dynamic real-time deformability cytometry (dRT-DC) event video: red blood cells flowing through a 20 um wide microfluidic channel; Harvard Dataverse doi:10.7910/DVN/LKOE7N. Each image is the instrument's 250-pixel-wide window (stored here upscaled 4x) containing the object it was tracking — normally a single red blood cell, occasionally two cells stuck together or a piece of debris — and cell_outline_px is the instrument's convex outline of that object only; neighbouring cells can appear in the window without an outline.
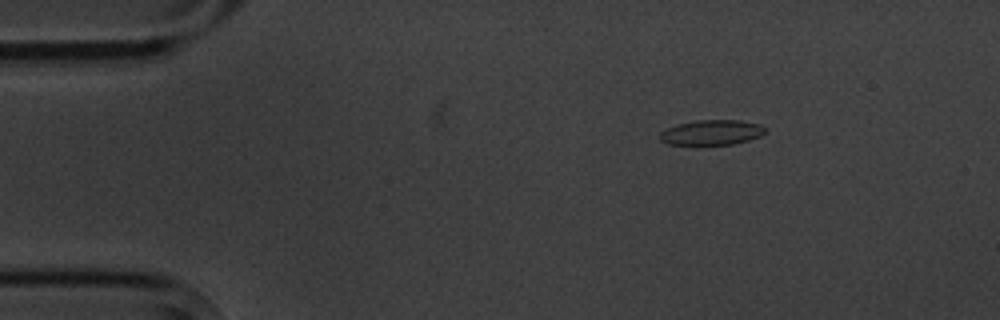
{"species": "common noctule bat (a hibernating species)", "species_latin": "Nyctalus noctula", "temperature_condition": "cold", "stored_images_in_passage": 5, "camera_frame_rate_fps": 3000, "um_per_image_px": 0.085, "animal": {"sex": "male", "body_mass_g": 20.1, "forearm_length_mm": 53.5}, "frame": {"image": 1, "passage_image": 3, "time_ms": 2.333, "image_size_px": [1000, 320], "cell_outline_px": [[764, 132], [760, 136], [748, 140], [732, 144], [668, 144], [660, 140], [660, 132], [676, 124], [696, 120], [740, 120], [760, 124], [764, 128]], "centroid_in_image_um": [60.47, 11.24], "position_along_channel_um": 24.5, "area_um2": 15.2}}